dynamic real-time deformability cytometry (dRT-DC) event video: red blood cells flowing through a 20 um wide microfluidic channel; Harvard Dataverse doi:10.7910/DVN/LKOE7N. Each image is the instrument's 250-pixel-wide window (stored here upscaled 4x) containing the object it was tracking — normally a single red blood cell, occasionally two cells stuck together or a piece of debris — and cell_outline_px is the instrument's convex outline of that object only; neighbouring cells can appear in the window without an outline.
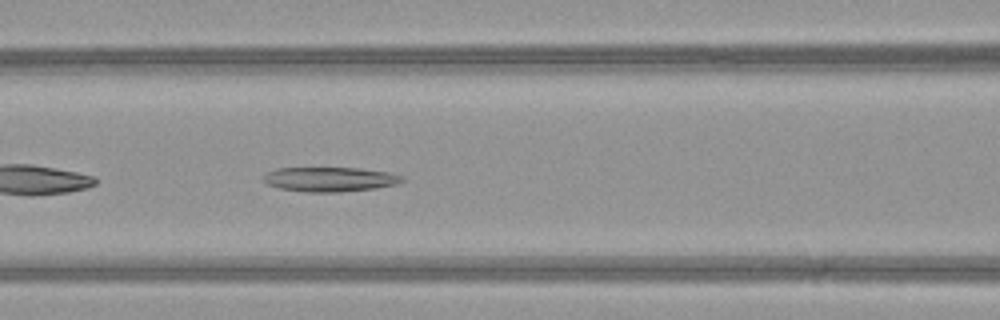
{"species": "common noctule bat (a hibernating species)", "species_latin": "Nyctalus noctula", "temperature_condition": "warm", "stored_images_in_passage": 50, "camera_frame_rate_fps": 3000, "um_per_image_px": 0.085, "animal": {"sex": "female", "body_mass_g": 21.9}, "frame": {"image": 1, "passage_image": 23, "time_ms": 7.333, "image_size_px": [1000, 320], "cell_outline_px": [[404, 180], [396, 184], [376, 188], [336, 192], [308, 192], [280, 188], [268, 184], [264, 180], [264, 176], [268, 172], [276, 168], [360, 168], [388, 172], [404, 176]], "centroid_in_image_um": [28.07, 15.23], "position_along_channel_um": 138.5, "area_um2": 19.65}}
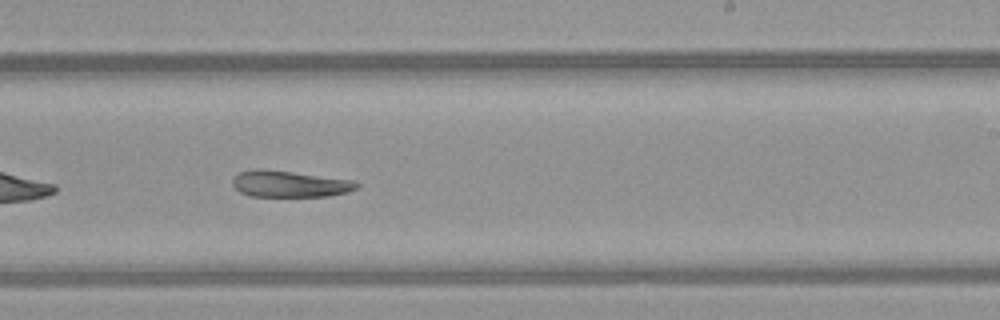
{"frame": {"image": 2, "passage_image": 32, "time_ms": 10.333, "image_size_px": [1000, 320], "cell_outline_px": [[360, 184], [356, 188], [348, 192], [328, 196], [248, 196], [240, 192], [232, 184], [232, 180], [240, 172], [256, 168], [264, 168], [352, 180]], "centroid_in_image_um": [24.59, 15.63], "position_along_channel_um": 264.4, "area_um2": 19.07}}
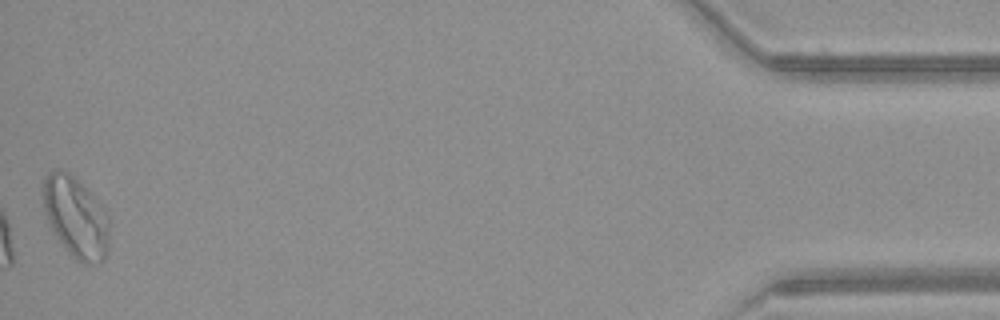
{"frame": {"image": 3, "passage_image": 50, "time_ms": 16.333, "image_size_px": [1000, 320], "cell_outline_px": [[108, 248], [104, 260], [100, 264], [84, 264], [76, 260], [60, 244], [48, 224], [40, 192], [40, 188], [44, 176], [48, 172], [56, 168], [60, 168], [68, 172], [104, 208], [108, 216]], "centroid_in_image_um": [6.39, 18.47], "position_along_channel_um": 428.8, "area_um2": 31.67}}